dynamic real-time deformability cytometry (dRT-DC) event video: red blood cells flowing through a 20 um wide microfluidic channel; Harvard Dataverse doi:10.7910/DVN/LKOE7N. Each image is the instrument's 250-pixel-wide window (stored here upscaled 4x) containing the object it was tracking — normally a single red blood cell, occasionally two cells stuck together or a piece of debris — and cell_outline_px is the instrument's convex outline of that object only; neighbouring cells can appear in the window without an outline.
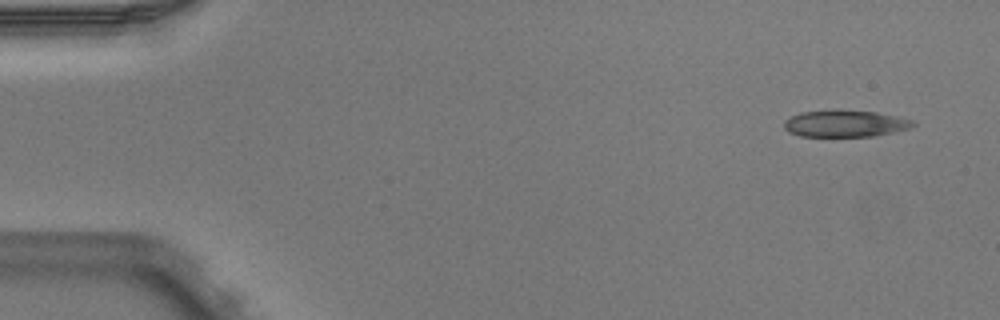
{"species": "Egyptian fruit bat (a non-hibernating species)", "species_latin": "Rousettus aegyptiacus", "temperature_condition": "warm", "stored_images_in_passage": 4, "camera_frame_rate_fps": 3000, "um_per_image_px": 0.085, "animal": {"sex": "male"}, "frame": {"image": 1, "passage_image": 1, "time_ms": 0.0, "image_size_px": [1000, 320], "cell_outline_px": [[916, 124], [908, 128], [892, 132], [872, 136], [800, 136], [788, 132], [784, 128], [784, 120], [800, 112], [876, 112], [912, 120]], "centroid_in_image_um": [71.79, 10.54], "position_along_channel_um": 13.2, "area_um2": 19.19}}
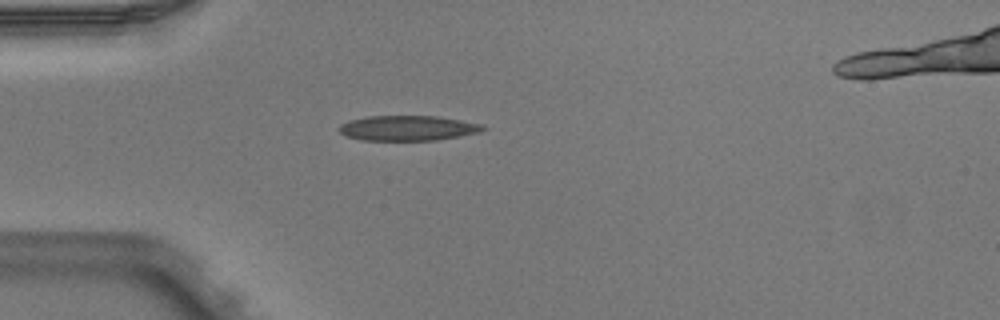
{"frame": {"image": 2, "passage_image": 4, "time_ms": 1.0, "image_size_px": [1000, 320], "cell_outline_px": [[488, 128], [480, 132], [460, 136], [436, 140], [360, 140], [344, 136], [340, 132], [340, 124], [348, 120], [368, 116], [436, 116], [484, 124]], "centroid_in_image_um": [34.67, 10.89], "position_along_channel_um": 50.3, "area_um2": 21.15}}